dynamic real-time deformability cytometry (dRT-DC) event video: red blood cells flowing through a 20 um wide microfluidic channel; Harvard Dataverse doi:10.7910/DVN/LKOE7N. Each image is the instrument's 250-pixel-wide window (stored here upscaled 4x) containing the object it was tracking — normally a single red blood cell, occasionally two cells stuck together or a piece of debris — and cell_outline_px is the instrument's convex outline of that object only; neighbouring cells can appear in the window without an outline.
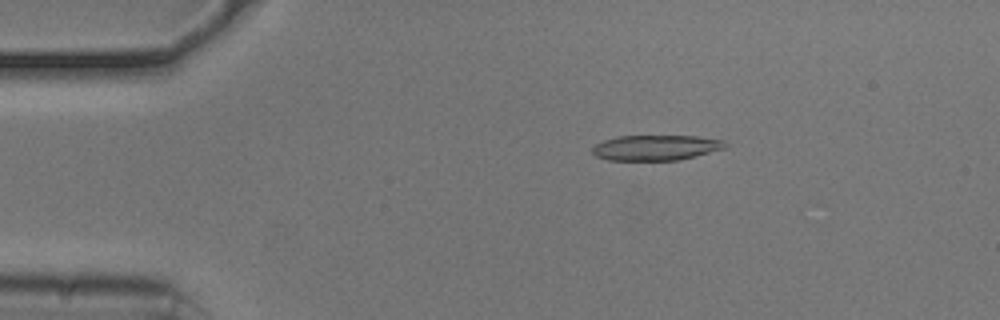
{"species": "common noctule bat (a hibernating species)", "species_latin": "Nyctalus noctula", "temperature_condition": "cold", "stored_images_in_passage": 52, "camera_frame_rate_fps": 3000, "um_per_image_px": 0.085, "animal": {"sex": "male", "body_mass_g": 20.5, "forearm_length_mm": 52.5}, "frame": {"image": 1, "passage_image": 8, "time_ms": 2.333, "image_size_px": [1000, 320], "cell_outline_px": [[728, 148], [680, 160], [608, 160], [596, 156], [592, 152], [592, 148], [596, 144], [604, 140], [616, 136], [696, 136], [728, 140]], "centroid_in_image_um": [55.83, 12.55], "position_along_channel_um": 29.2, "area_um2": 19.88}}
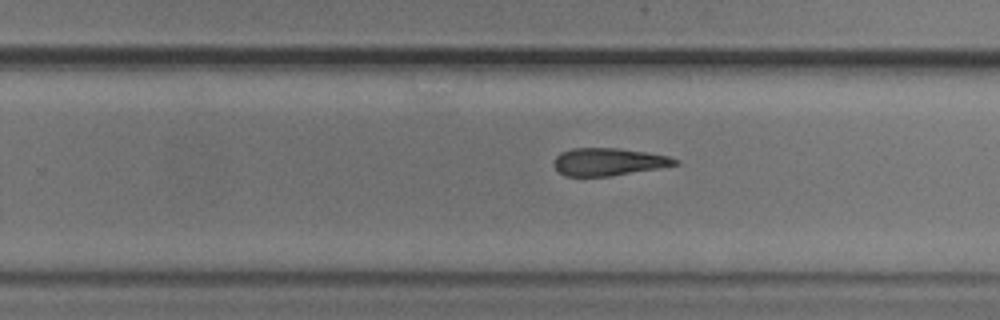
{"frame": {"image": 2, "passage_image": 32, "time_ms": 10.333, "image_size_px": [1000, 320], "cell_outline_px": [[680, 164], [608, 176], [564, 176], [552, 164], [556, 156], [560, 152], [572, 148], [616, 148], [644, 152], [668, 156], [680, 160]], "centroid_in_image_um": [51.68, 13.75], "position_along_channel_um": 278.1, "area_um2": 19.25}}
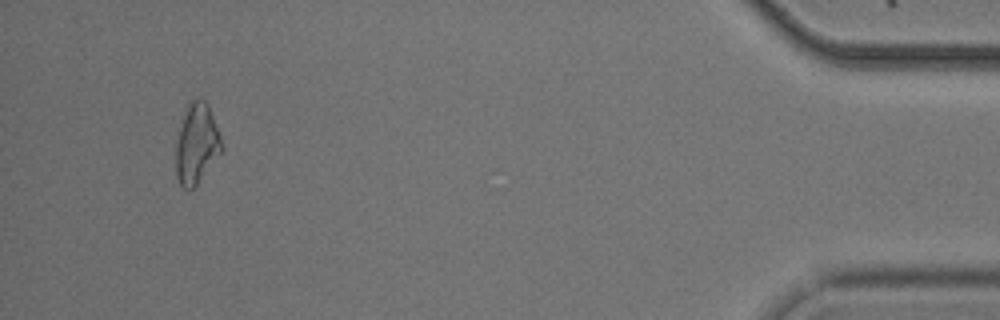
{"frame": {"image": 3, "passage_image": 49, "time_ms": 16.0, "image_size_px": [1000, 320], "cell_outline_px": [[224, 152], [196, 184], [192, 188], [184, 188], [180, 184], [176, 176], [176, 144], [184, 108], [192, 100], [204, 100], [208, 104], [220, 136], [224, 148]], "centroid_in_image_um": [16.73, 12.22], "position_along_channel_um": 418.5, "area_um2": 21.39}, "authors_computed_cell_mechanics": {"area_um2": 20.7502, "velocity_mm_per_s": 3.7586, "shape_relaxation_time_tau1_ms": 4.3357, "shape_relaxation_time_tau2_ms": 3.3413, "deformation_change_tau1": 0.1235, "deformation_change_tau2": 0.1148}}